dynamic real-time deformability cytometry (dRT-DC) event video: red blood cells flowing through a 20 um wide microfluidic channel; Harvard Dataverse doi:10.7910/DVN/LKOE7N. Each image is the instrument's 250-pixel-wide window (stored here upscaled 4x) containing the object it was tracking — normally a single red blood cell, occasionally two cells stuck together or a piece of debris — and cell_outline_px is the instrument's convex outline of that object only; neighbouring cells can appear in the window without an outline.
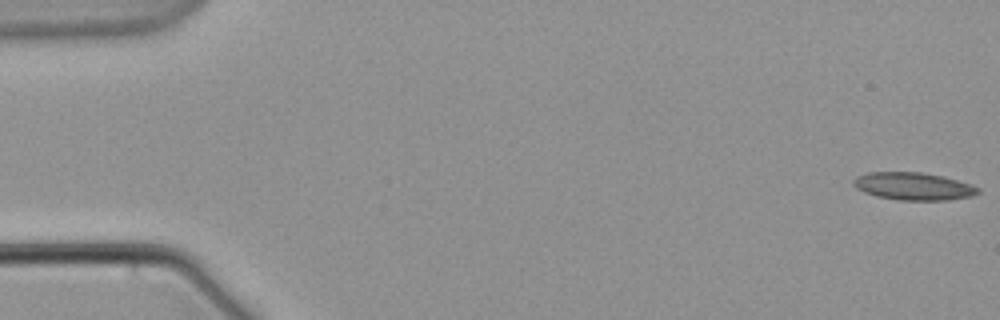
{"species": "common noctule bat (a hibernating species)", "species_latin": "Nyctalus noctula", "temperature_condition": "warm", "stored_images_in_passage": 7, "camera_frame_rate_fps": 3000, "um_per_image_px": 0.085, "animal": {"sex": "male", "body_mass_g": 21.5, "forearm_length_mm": 52.0}, "frame": {"image": 1, "passage_image": 1, "time_ms": 0.0, "image_size_px": [1000, 320], "cell_outline_px": [[980, 192], [972, 196], [948, 200], [900, 200], [876, 196], [864, 192], [856, 188], [852, 184], [852, 180], [856, 176], [868, 172], [920, 172], [944, 176], [972, 184], [980, 188]], "centroid_in_image_um": [77.64, 15.82], "position_along_channel_um": 7.4, "area_um2": 20.23}}
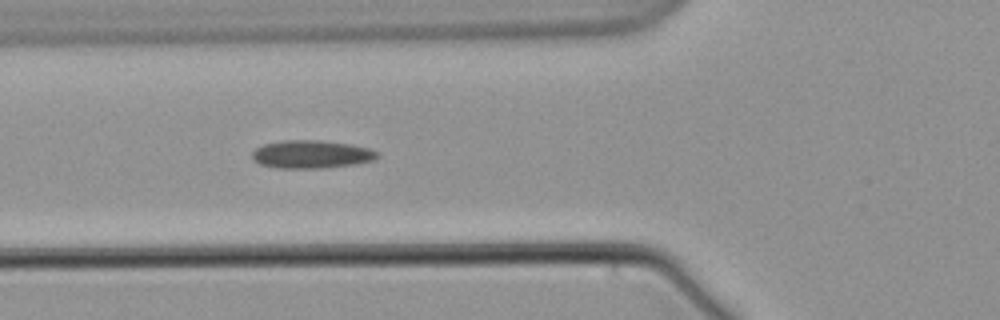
{"frame": {"image": 2, "passage_image": 7, "time_ms": 8.0, "image_size_px": [1000, 320], "cell_outline_px": [[380, 156], [376, 160], [356, 164], [324, 168], [276, 168], [260, 164], [252, 160], [252, 152], [256, 148], [264, 144], [284, 140], [320, 140], [352, 144], [368, 148], [376, 152]], "centroid_in_image_um": [26.48, 13.12], "position_along_channel_um": 99.3, "area_um2": 20.63}}